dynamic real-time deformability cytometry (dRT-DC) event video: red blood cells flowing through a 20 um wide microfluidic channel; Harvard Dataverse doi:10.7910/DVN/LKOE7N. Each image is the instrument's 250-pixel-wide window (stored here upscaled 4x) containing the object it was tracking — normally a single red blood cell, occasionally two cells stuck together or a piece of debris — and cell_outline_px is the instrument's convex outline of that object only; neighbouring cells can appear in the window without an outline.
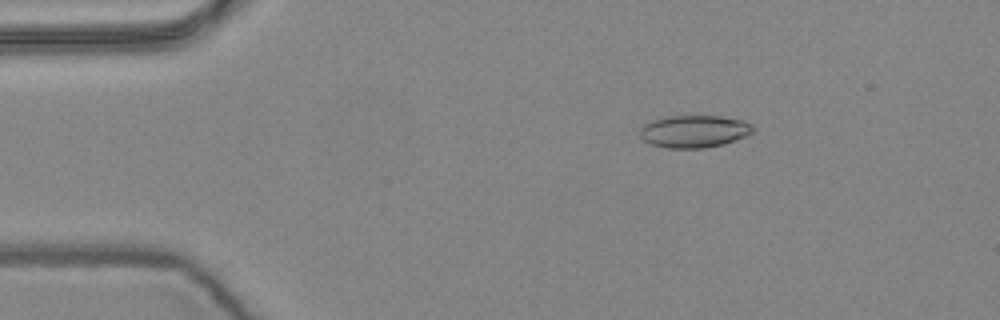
{"species": "common noctule bat (a hibernating species)", "species_latin": "Nyctalus noctula", "temperature_condition": "warm", "stored_images_in_passage": 5, "camera_frame_rate_fps": 3000, "um_per_image_px": 0.085, "animal": {"sex": "female", "body_mass_g": 24.6, "forearm_length_mm": 56.2}, "frame": {"image": 1, "passage_image": 3, "time_ms": 0.667, "image_size_px": [1000, 320], "cell_outline_px": [[756, 128], [752, 132], [744, 136], [724, 144], [704, 148], [668, 148], [652, 144], [644, 140], [640, 136], [640, 128], [648, 120], [664, 116], [720, 116], [744, 120], [752, 124]], "centroid_in_image_um": [58.99, 11.15], "position_along_channel_um": 26.0, "area_um2": 21.5}}